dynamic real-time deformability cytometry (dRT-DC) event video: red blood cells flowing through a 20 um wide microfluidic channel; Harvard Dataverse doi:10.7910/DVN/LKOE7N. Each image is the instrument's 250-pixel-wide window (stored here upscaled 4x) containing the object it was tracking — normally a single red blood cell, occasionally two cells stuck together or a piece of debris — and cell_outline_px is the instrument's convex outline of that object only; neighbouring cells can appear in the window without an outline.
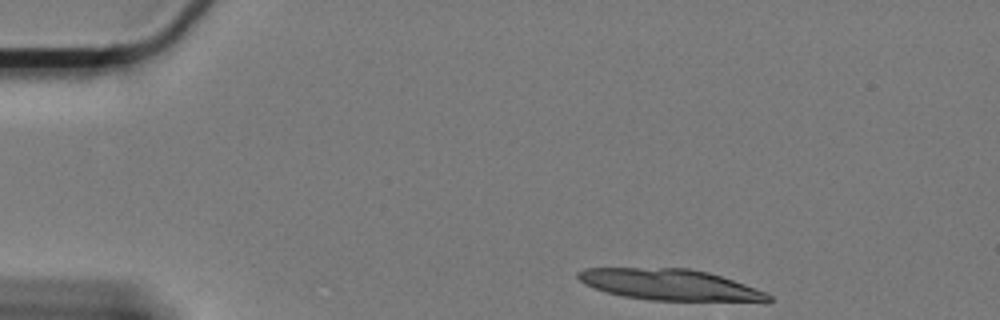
{"species": "Egyptian fruit bat (a non-hibernating species)", "species_latin": "Rousettus aegyptiacus", "temperature_condition": "cold", "stored_images_in_passage": 53, "camera_frame_rate_fps": 3000, "um_per_image_px": 0.085, "animal": {"sex": "female"}, "frame": {"image": 1, "passage_image": 1, "time_ms": 0.0, "image_size_px": [1000, 320], "cell_outline_px": [[772, 300], [648, 300], [624, 296], [608, 292], [584, 284], [576, 276], [576, 272], [584, 268], [688, 268], [708, 272], [768, 292], [772, 296]], "centroid_in_image_um": [56.86, 24.18], "position_along_channel_um": 28.1, "area_um2": 33.81}, "authors_computed_cell_mechanics": {"area_um2": 21.0392, "velocity_mm_per_s": 3.2241, "shape_relaxation_time_tau1_ms": 8.8731, "shape_relaxation_time_tau2_ms": null, "deformation_change_tau1": 0.2045, "deformation_change_tau2": null}}